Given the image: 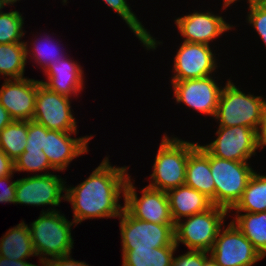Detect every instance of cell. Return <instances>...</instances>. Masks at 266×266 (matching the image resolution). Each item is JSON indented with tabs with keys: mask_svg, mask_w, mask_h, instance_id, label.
<instances>
[{
	"mask_svg": "<svg viewBox=\"0 0 266 266\" xmlns=\"http://www.w3.org/2000/svg\"><path fill=\"white\" fill-rule=\"evenodd\" d=\"M13 176L14 174L12 173L11 175L0 178V203H15L17 180L12 181L11 178ZM1 186H4L5 189L1 190Z\"/></svg>",
	"mask_w": 266,
	"mask_h": 266,
	"instance_id": "cell-34",
	"label": "cell"
},
{
	"mask_svg": "<svg viewBox=\"0 0 266 266\" xmlns=\"http://www.w3.org/2000/svg\"><path fill=\"white\" fill-rule=\"evenodd\" d=\"M14 172V162L0 149V178Z\"/></svg>",
	"mask_w": 266,
	"mask_h": 266,
	"instance_id": "cell-36",
	"label": "cell"
},
{
	"mask_svg": "<svg viewBox=\"0 0 266 266\" xmlns=\"http://www.w3.org/2000/svg\"><path fill=\"white\" fill-rule=\"evenodd\" d=\"M62 3L67 5V0H62Z\"/></svg>",
	"mask_w": 266,
	"mask_h": 266,
	"instance_id": "cell-45",
	"label": "cell"
},
{
	"mask_svg": "<svg viewBox=\"0 0 266 266\" xmlns=\"http://www.w3.org/2000/svg\"><path fill=\"white\" fill-rule=\"evenodd\" d=\"M6 3H7V5H13L14 3H16L17 1H20V0H4Z\"/></svg>",
	"mask_w": 266,
	"mask_h": 266,
	"instance_id": "cell-43",
	"label": "cell"
},
{
	"mask_svg": "<svg viewBox=\"0 0 266 266\" xmlns=\"http://www.w3.org/2000/svg\"><path fill=\"white\" fill-rule=\"evenodd\" d=\"M265 106L266 98L245 94L229 78L221 90L214 119L218 126H246L258 132Z\"/></svg>",
	"mask_w": 266,
	"mask_h": 266,
	"instance_id": "cell-4",
	"label": "cell"
},
{
	"mask_svg": "<svg viewBox=\"0 0 266 266\" xmlns=\"http://www.w3.org/2000/svg\"><path fill=\"white\" fill-rule=\"evenodd\" d=\"M106 156L100 165L80 184L66 186L65 201L71 203L73 222L81 224L87 219L118 218L124 206L119 203L124 197L128 166H112ZM122 194V196H121Z\"/></svg>",
	"mask_w": 266,
	"mask_h": 266,
	"instance_id": "cell-1",
	"label": "cell"
},
{
	"mask_svg": "<svg viewBox=\"0 0 266 266\" xmlns=\"http://www.w3.org/2000/svg\"><path fill=\"white\" fill-rule=\"evenodd\" d=\"M0 266H39L26 260H12L0 256Z\"/></svg>",
	"mask_w": 266,
	"mask_h": 266,
	"instance_id": "cell-38",
	"label": "cell"
},
{
	"mask_svg": "<svg viewBox=\"0 0 266 266\" xmlns=\"http://www.w3.org/2000/svg\"><path fill=\"white\" fill-rule=\"evenodd\" d=\"M209 256V252L206 251L189 250L185 254L173 257L171 266H203Z\"/></svg>",
	"mask_w": 266,
	"mask_h": 266,
	"instance_id": "cell-33",
	"label": "cell"
},
{
	"mask_svg": "<svg viewBox=\"0 0 266 266\" xmlns=\"http://www.w3.org/2000/svg\"><path fill=\"white\" fill-rule=\"evenodd\" d=\"M237 1L239 0H223V6H222V9H225L230 7L231 4H233L234 2L236 3ZM256 0H247V3L250 4V3H253L255 2Z\"/></svg>",
	"mask_w": 266,
	"mask_h": 266,
	"instance_id": "cell-40",
	"label": "cell"
},
{
	"mask_svg": "<svg viewBox=\"0 0 266 266\" xmlns=\"http://www.w3.org/2000/svg\"><path fill=\"white\" fill-rule=\"evenodd\" d=\"M176 27L183 42L211 45L213 40L220 38L223 33L234 26L225 21L221 15L213 12L194 11L175 20Z\"/></svg>",
	"mask_w": 266,
	"mask_h": 266,
	"instance_id": "cell-15",
	"label": "cell"
},
{
	"mask_svg": "<svg viewBox=\"0 0 266 266\" xmlns=\"http://www.w3.org/2000/svg\"><path fill=\"white\" fill-rule=\"evenodd\" d=\"M13 121L10 114L0 103V131Z\"/></svg>",
	"mask_w": 266,
	"mask_h": 266,
	"instance_id": "cell-39",
	"label": "cell"
},
{
	"mask_svg": "<svg viewBox=\"0 0 266 266\" xmlns=\"http://www.w3.org/2000/svg\"><path fill=\"white\" fill-rule=\"evenodd\" d=\"M47 81L39 80V82L47 89L72 97L78 96L83 90L84 71L77 61L65 56L53 62L45 71Z\"/></svg>",
	"mask_w": 266,
	"mask_h": 266,
	"instance_id": "cell-18",
	"label": "cell"
},
{
	"mask_svg": "<svg viewBox=\"0 0 266 266\" xmlns=\"http://www.w3.org/2000/svg\"><path fill=\"white\" fill-rule=\"evenodd\" d=\"M248 6L247 23L252 25L251 27L258 33L266 46V8L256 1L248 4Z\"/></svg>",
	"mask_w": 266,
	"mask_h": 266,
	"instance_id": "cell-31",
	"label": "cell"
},
{
	"mask_svg": "<svg viewBox=\"0 0 266 266\" xmlns=\"http://www.w3.org/2000/svg\"><path fill=\"white\" fill-rule=\"evenodd\" d=\"M258 145L261 150L266 147V106L262 117V123L258 131Z\"/></svg>",
	"mask_w": 266,
	"mask_h": 266,
	"instance_id": "cell-37",
	"label": "cell"
},
{
	"mask_svg": "<svg viewBox=\"0 0 266 266\" xmlns=\"http://www.w3.org/2000/svg\"><path fill=\"white\" fill-rule=\"evenodd\" d=\"M197 144L164 134L154 159L151 183L147 186L167 192L184 185L188 157Z\"/></svg>",
	"mask_w": 266,
	"mask_h": 266,
	"instance_id": "cell-3",
	"label": "cell"
},
{
	"mask_svg": "<svg viewBox=\"0 0 266 266\" xmlns=\"http://www.w3.org/2000/svg\"><path fill=\"white\" fill-rule=\"evenodd\" d=\"M26 63L25 42L0 44V75H3L2 77H6L5 79L24 78Z\"/></svg>",
	"mask_w": 266,
	"mask_h": 266,
	"instance_id": "cell-25",
	"label": "cell"
},
{
	"mask_svg": "<svg viewBox=\"0 0 266 266\" xmlns=\"http://www.w3.org/2000/svg\"><path fill=\"white\" fill-rule=\"evenodd\" d=\"M180 45L173 58L174 74L171 81L204 78L216 72L218 59L211 46L191 42H182Z\"/></svg>",
	"mask_w": 266,
	"mask_h": 266,
	"instance_id": "cell-14",
	"label": "cell"
},
{
	"mask_svg": "<svg viewBox=\"0 0 266 266\" xmlns=\"http://www.w3.org/2000/svg\"><path fill=\"white\" fill-rule=\"evenodd\" d=\"M66 182L59 175L53 173L17 179L14 204L29 206H53L47 212L56 211L61 200L65 201ZM51 209V210H50Z\"/></svg>",
	"mask_w": 266,
	"mask_h": 266,
	"instance_id": "cell-10",
	"label": "cell"
},
{
	"mask_svg": "<svg viewBox=\"0 0 266 266\" xmlns=\"http://www.w3.org/2000/svg\"><path fill=\"white\" fill-rule=\"evenodd\" d=\"M218 232L209 255L220 266H253L263 259L261 253L230 221Z\"/></svg>",
	"mask_w": 266,
	"mask_h": 266,
	"instance_id": "cell-8",
	"label": "cell"
},
{
	"mask_svg": "<svg viewBox=\"0 0 266 266\" xmlns=\"http://www.w3.org/2000/svg\"><path fill=\"white\" fill-rule=\"evenodd\" d=\"M131 176L124 192V209L138 220L156 224H175L172 220L167 192L145 186L138 197Z\"/></svg>",
	"mask_w": 266,
	"mask_h": 266,
	"instance_id": "cell-11",
	"label": "cell"
},
{
	"mask_svg": "<svg viewBox=\"0 0 266 266\" xmlns=\"http://www.w3.org/2000/svg\"><path fill=\"white\" fill-rule=\"evenodd\" d=\"M5 6H8L7 3H6L4 0H0V12H2V9H3Z\"/></svg>",
	"mask_w": 266,
	"mask_h": 266,
	"instance_id": "cell-42",
	"label": "cell"
},
{
	"mask_svg": "<svg viewBox=\"0 0 266 266\" xmlns=\"http://www.w3.org/2000/svg\"><path fill=\"white\" fill-rule=\"evenodd\" d=\"M167 195L174 223L194 214L205 212L213 206L211 200L204 194L185 184L168 190Z\"/></svg>",
	"mask_w": 266,
	"mask_h": 266,
	"instance_id": "cell-20",
	"label": "cell"
},
{
	"mask_svg": "<svg viewBox=\"0 0 266 266\" xmlns=\"http://www.w3.org/2000/svg\"><path fill=\"white\" fill-rule=\"evenodd\" d=\"M215 78L211 75L198 79L171 81L176 103H183L198 113L214 118L223 88Z\"/></svg>",
	"mask_w": 266,
	"mask_h": 266,
	"instance_id": "cell-13",
	"label": "cell"
},
{
	"mask_svg": "<svg viewBox=\"0 0 266 266\" xmlns=\"http://www.w3.org/2000/svg\"><path fill=\"white\" fill-rule=\"evenodd\" d=\"M215 136V140L202 146L218 158L248 162L259 148L258 132L246 126H218Z\"/></svg>",
	"mask_w": 266,
	"mask_h": 266,
	"instance_id": "cell-12",
	"label": "cell"
},
{
	"mask_svg": "<svg viewBox=\"0 0 266 266\" xmlns=\"http://www.w3.org/2000/svg\"><path fill=\"white\" fill-rule=\"evenodd\" d=\"M260 3L266 8V0H262Z\"/></svg>",
	"mask_w": 266,
	"mask_h": 266,
	"instance_id": "cell-44",
	"label": "cell"
},
{
	"mask_svg": "<svg viewBox=\"0 0 266 266\" xmlns=\"http://www.w3.org/2000/svg\"><path fill=\"white\" fill-rule=\"evenodd\" d=\"M27 121L13 120L0 131V149L14 162L25 150Z\"/></svg>",
	"mask_w": 266,
	"mask_h": 266,
	"instance_id": "cell-27",
	"label": "cell"
},
{
	"mask_svg": "<svg viewBox=\"0 0 266 266\" xmlns=\"http://www.w3.org/2000/svg\"><path fill=\"white\" fill-rule=\"evenodd\" d=\"M122 250H143L175 244V224H156L138 220L125 209L118 218Z\"/></svg>",
	"mask_w": 266,
	"mask_h": 266,
	"instance_id": "cell-7",
	"label": "cell"
},
{
	"mask_svg": "<svg viewBox=\"0 0 266 266\" xmlns=\"http://www.w3.org/2000/svg\"><path fill=\"white\" fill-rule=\"evenodd\" d=\"M70 98L47 89L37 80V95L32 120L48 130L78 132Z\"/></svg>",
	"mask_w": 266,
	"mask_h": 266,
	"instance_id": "cell-9",
	"label": "cell"
},
{
	"mask_svg": "<svg viewBox=\"0 0 266 266\" xmlns=\"http://www.w3.org/2000/svg\"><path fill=\"white\" fill-rule=\"evenodd\" d=\"M185 185L199 191L215 205V184L211 175L209 152L201 145L189 154Z\"/></svg>",
	"mask_w": 266,
	"mask_h": 266,
	"instance_id": "cell-19",
	"label": "cell"
},
{
	"mask_svg": "<svg viewBox=\"0 0 266 266\" xmlns=\"http://www.w3.org/2000/svg\"><path fill=\"white\" fill-rule=\"evenodd\" d=\"M37 95V80L4 79L0 88V103L13 120L31 121Z\"/></svg>",
	"mask_w": 266,
	"mask_h": 266,
	"instance_id": "cell-16",
	"label": "cell"
},
{
	"mask_svg": "<svg viewBox=\"0 0 266 266\" xmlns=\"http://www.w3.org/2000/svg\"><path fill=\"white\" fill-rule=\"evenodd\" d=\"M75 222L69 221L60 211L47 212L42 209L38 219L29 226L33 247L42 266L46 261L60 256L70 255L74 239L71 227Z\"/></svg>",
	"mask_w": 266,
	"mask_h": 266,
	"instance_id": "cell-2",
	"label": "cell"
},
{
	"mask_svg": "<svg viewBox=\"0 0 266 266\" xmlns=\"http://www.w3.org/2000/svg\"><path fill=\"white\" fill-rule=\"evenodd\" d=\"M0 256L12 260H26L37 256L28 224L22 221L3 235L0 240Z\"/></svg>",
	"mask_w": 266,
	"mask_h": 266,
	"instance_id": "cell-21",
	"label": "cell"
},
{
	"mask_svg": "<svg viewBox=\"0 0 266 266\" xmlns=\"http://www.w3.org/2000/svg\"><path fill=\"white\" fill-rule=\"evenodd\" d=\"M177 246L122 250V266H171Z\"/></svg>",
	"mask_w": 266,
	"mask_h": 266,
	"instance_id": "cell-23",
	"label": "cell"
},
{
	"mask_svg": "<svg viewBox=\"0 0 266 266\" xmlns=\"http://www.w3.org/2000/svg\"><path fill=\"white\" fill-rule=\"evenodd\" d=\"M110 9L114 10L131 29L134 35L141 41L143 47L148 51L156 50L157 46L162 42L157 41L156 38L150 34L142 25L136 14L132 11L127 0H102Z\"/></svg>",
	"mask_w": 266,
	"mask_h": 266,
	"instance_id": "cell-26",
	"label": "cell"
},
{
	"mask_svg": "<svg viewBox=\"0 0 266 266\" xmlns=\"http://www.w3.org/2000/svg\"><path fill=\"white\" fill-rule=\"evenodd\" d=\"M27 144L25 149L43 150L47 128L35 121H27Z\"/></svg>",
	"mask_w": 266,
	"mask_h": 266,
	"instance_id": "cell-32",
	"label": "cell"
},
{
	"mask_svg": "<svg viewBox=\"0 0 266 266\" xmlns=\"http://www.w3.org/2000/svg\"><path fill=\"white\" fill-rule=\"evenodd\" d=\"M43 37L41 36L40 40V38L37 39L35 36L36 40L32 44L30 43L33 47L29 46L28 48V43L25 42V44L26 59H28L29 56L30 58L33 57L34 61L42 68L43 71H45L53 62L58 61L59 58H64L66 54L60 50L61 48L59 47L60 44H58V42L55 43L54 40L52 41V37H49V35H44Z\"/></svg>",
	"mask_w": 266,
	"mask_h": 266,
	"instance_id": "cell-28",
	"label": "cell"
},
{
	"mask_svg": "<svg viewBox=\"0 0 266 266\" xmlns=\"http://www.w3.org/2000/svg\"><path fill=\"white\" fill-rule=\"evenodd\" d=\"M235 212L259 213L266 211V175L254 171L241 199L230 210Z\"/></svg>",
	"mask_w": 266,
	"mask_h": 266,
	"instance_id": "cell-24",
	"label": "cell"
},
{
	"mask_svg": "<svg viewBox=\"0 0 266 266\" xmlns=\"http://www.w3.org/2000/svg\"><path fill=\"white\" fill-rule=\"evenodd\" d=\"M76 134L77 132H60L47 129L42 151L57 172H64L74 158L88 152V142L93 136L71 137Z\"/></svg>",
	"mask_w": 266,
	"mask_h": 266,
	"instance_id": "cell-17",
	"label": "cell"
},
{
	"mask_svg": "<svg viewBox=\"0 0 266 266\" xmlns=\"http://www.w3.org/2000/svg\"><path fill=\"white\" fill-rule=\"evenodd\" d=\"M72 255L60 256L46 261L42 266H89L84 261H75Z\"/></svg>",
	"mask_w": 266,
	"mask_h": 266,
	"instance_id": "cell-35",
	"label": "cell"
},
{
	"mask_svg": "<svg viewBox=\"0 0 266 266\" xmlns=\"http://www.w3.org/2000/svg\"><path fill=\"white\" fill-rule=\"evenodd\" d=\"M209 161L215 184V206L223 207L230 212L241 199L248 180L255 170L249 162L226 160L210 153Z\"/></svg>",
	"mask_w": 266,
	"mask_h": 266,
	"instance_id": "cell-6",
	"label": "cell"
},
{
	"mask_svg": "<svg viewBox=\"0 0 266 266\" xmlns=\"http://www.w3.org/2000/svg\"><path fill=\"white\" fill-rule=\"evenodd\" d=\"M23 17L18 10L0 12V44L25 42L22 41L25 36Z\"/></svg>",
	"mask_w": 266,
	"mask_h": 266,
	"instance_id": "cell-29",
	"label": "cell"
},
{
	"mask_svg": "<svg viewBox=\"0 0 266 266\" xmlns=\"http://www.w3.org/2000/svg\"><path fill=\"white\" fill-rule=\"evenodd\" d=\"M244 213V214H242ZM236 212L232 222L261 253L266 256V211L259 213Z\"/></svg>",
	"mask_w": 266,
	"mask_h": 266,
	"instance_id": "cell-22",
	"label": "cell"
},
{
	"mask_svg": "<svg viewBox=\"0 0 266 266\" xmlns=\"http://www.w3.org/2000/svg\"><path fill=\"white\" fill-rule=\"evenodd\" d=\"M50 170L56 171L47 159L42 150L25 149L24 152L14 161V172H42V175L49 174ZM46 172V173H45Z\"/></svg>",
	"mask_w": 266,
	"mask_h": 266,
	"instance_id": "cell-30",
	"label": "cell"
},
{
	"mask_svg": "<svg viewBox=\"0 0 266 266\" xmlns=\"http://www.w3.org/2000/svg\"><path fill=\"white\" fill-rule=\"evenodd\" d=\"M229 211L223 207L213 205L205 212L194 214L175 223V244L180 243L188 250L209 252L213 247L218 232L224 225Z\"/></svg>",
	"mask_w": 266,
	"mask_h": 266,
	"instance_id": "cell-5",
	"label": "cell"
},
{
	"mask_svg": "<svg viewBox=\"0 0 266 266\" xmlns=\"http://www.w3.org/2000/svg\"><path fill=\"white\" fill-rule=\"evenodd\" d=\"M203 266H220V265H218V264L215 262V260H214L211 256H209V257L205 260Z\"/></svg>",
	"mask_w": 266,
	"mask_h": 266,
	"instance_id": "cell-41",
	"label": "cell"
}]
</instances>
